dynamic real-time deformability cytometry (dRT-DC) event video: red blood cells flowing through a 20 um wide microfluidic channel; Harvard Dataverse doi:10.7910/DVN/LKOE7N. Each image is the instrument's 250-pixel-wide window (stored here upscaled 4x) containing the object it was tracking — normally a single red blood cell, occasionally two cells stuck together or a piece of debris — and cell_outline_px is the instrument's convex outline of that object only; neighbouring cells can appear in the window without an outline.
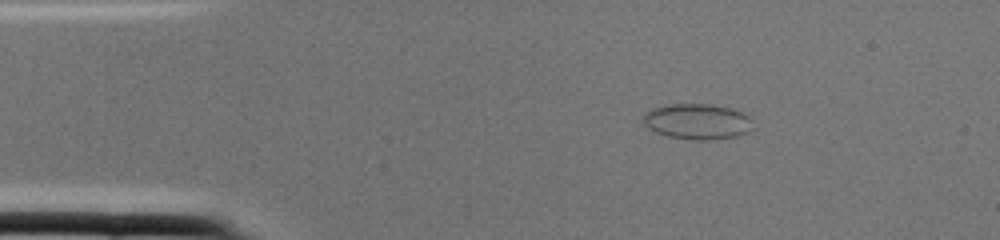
{"species": "common noctule bat (a hibernating species)", "species_latin": "Nyctalus noctula", "temperature_condition": "cold", "stored_images_in_passage": 2, "segment_of_instrument_passage": [2, 2], "camera_frame_rate_fps": 3000, "um_per_image_px": 0.085, "animal": {"sex": "female", "body_mass_g": 22.0, "forearm_length_mm": 56.7}, "frame": {"image": 1, "passage_image": 2, "time_ms": 0.333, "image_size_px": [1000, 240], "cell_outline_px": [[748, 120], [744, 132], [736, 136], [708, 140], [696, 140], [668, 136], [656, 132], [648, 128], [644, 124], [644, 112], [652, 108], [668, 104], [712, 104], [728, 108], [740, 112], [748, 116]], "centroid_in_image_um": [59.14, 10.31], "position_along_channel_um": 25.9, "area_um2": 22.08}}